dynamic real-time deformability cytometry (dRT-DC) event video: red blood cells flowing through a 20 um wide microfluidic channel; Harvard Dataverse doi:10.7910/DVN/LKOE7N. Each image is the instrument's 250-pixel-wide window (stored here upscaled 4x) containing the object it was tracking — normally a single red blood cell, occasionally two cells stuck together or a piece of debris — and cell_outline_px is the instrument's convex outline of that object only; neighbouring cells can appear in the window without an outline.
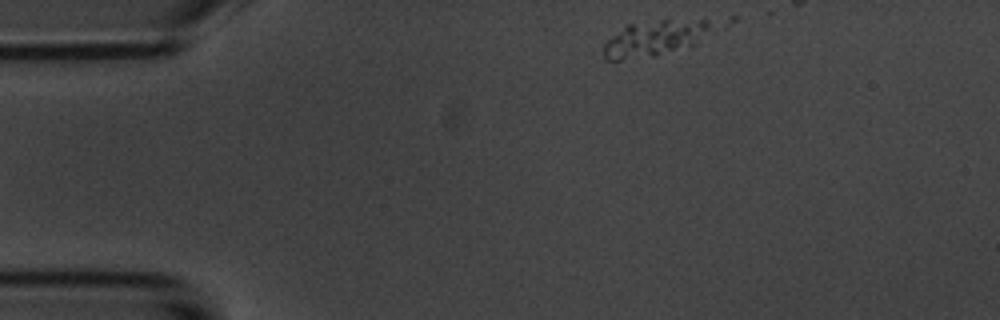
{"species": "common noctule bat (a hibernating species)", "species_latin": "Nyctalus noctula", "temperature_condition": "room temperature", "stored_images_in_passage": 4, "camera_frame_rate_fps": 3000, "um_per_image_px": 0.085, "animal": {"sex": "male", "body_mass_g": 20.1, "forearm_length_mm": 53.5}, "frame": {"image": 1, "passage_image": 1, "time_ms": 0.0, "image_size_px": [1000, 320], "cell_outline_px": [[708, 24], [696, 44], [692, 48], [656, 56], [620, 60], [604, 60], [604, 44], [608, 40], [628, 24], [660, 20], [708, 20]], "centroid_in_image_um": [55.57, 3.3], "position_along_channel_um": 29.4, "area_um2": 21.96}}